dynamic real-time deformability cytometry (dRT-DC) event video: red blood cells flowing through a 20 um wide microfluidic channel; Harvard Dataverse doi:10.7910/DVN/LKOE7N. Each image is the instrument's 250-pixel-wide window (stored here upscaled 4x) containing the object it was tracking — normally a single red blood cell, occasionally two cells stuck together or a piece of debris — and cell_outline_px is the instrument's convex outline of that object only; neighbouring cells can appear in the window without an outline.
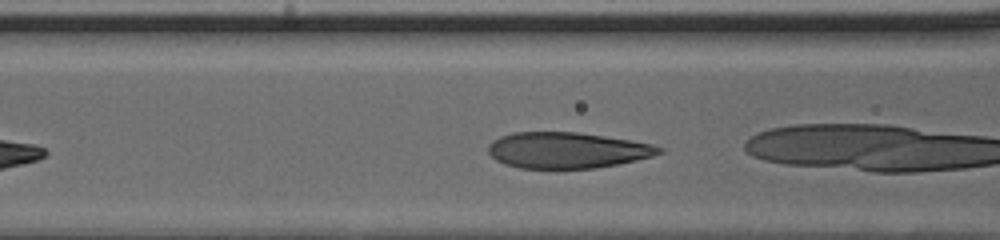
{"species": "human", "species_latin": "Homo sapiens", "temperature_condition": "cold", "stored_images_in_passage": 30, "camera_frame_rate_fps": 3000, "um_per_image_px": 0.085, "donor": {"sex": "male"}, "frame": {"image": 1, "passage_image": 9, "time_ms": 2.667, "image_size_px": [1000, 240], "cell_outline_px": [[664, 152], [652, 156], [636, 160], [596, 168], [556, 172], [520, 168], [504, 164], [496, 160], [488, 152], [488, 144], [492, 140], [500, 136], [512, 132], [576, 132], [632, 140], [652, 144], [664, 148]], "centroid_in_image_um": [48.17, 12.81], "position_along_channel_um": 118.4, "area_um2": 36.99}}
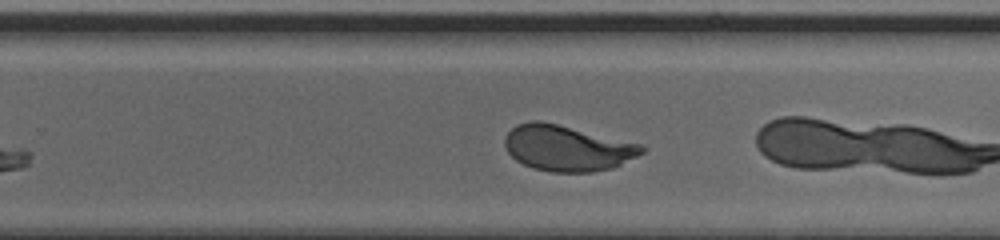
{"frame": {"image": 2, "passage_image": 22, "time_ms": 7.0, "image_size_px": [1000, 240], "cell_outline_px": [[648, 148], [644, 152], [612, 168], [592, 172], [552, 172], [532, 168], [516, 160], [508, 152], [504, 144], [504, 136], [516, 124], [532, 120], [540, 120], [644, 144]], "centroid_in_image_um": [48.22, 12.58], "position_along_channel_um": 281.6, "area_um2": 36.7}}